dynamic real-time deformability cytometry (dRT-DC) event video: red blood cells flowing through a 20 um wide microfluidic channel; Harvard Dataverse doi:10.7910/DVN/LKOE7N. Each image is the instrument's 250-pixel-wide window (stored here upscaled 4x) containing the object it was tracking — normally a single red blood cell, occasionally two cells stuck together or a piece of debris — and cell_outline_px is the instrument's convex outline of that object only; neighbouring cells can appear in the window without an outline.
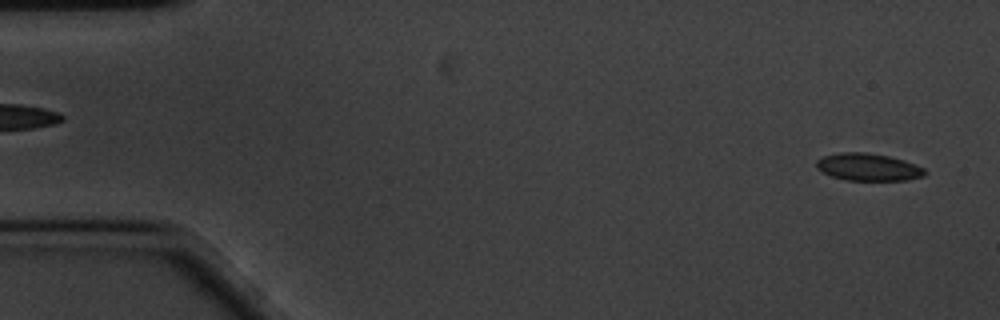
{"species": "common noctule bat (a hibernating species)", "species_latin": "Nyctalus noctula", "temperature_condition": "cold", "stored_images_in_passage": 58, "camera_frame_rate_fps": 3000, "um_per_image_px": 0.085, "animal": {"sex": "male", "body_mass_g": 20.1, "forearm_length_mm": 53.5}, "frame": {"image": 1, "passage_image": 2, "time_ms": 0.333, "image_size_px": [1000, 320], "cell_outline_px": [[928, 172], [924, 176], [908, 180], [848, 180], [832, 176], [816, 168], [816, 160], [824, 156], [840, 152], [864, 152], [888, 156], [904, 160], [924, 168]], "centroid_in_image_um": [73.82, 14.2], "position_along_channel_um": 11.2, "area_um2": 17.22}}
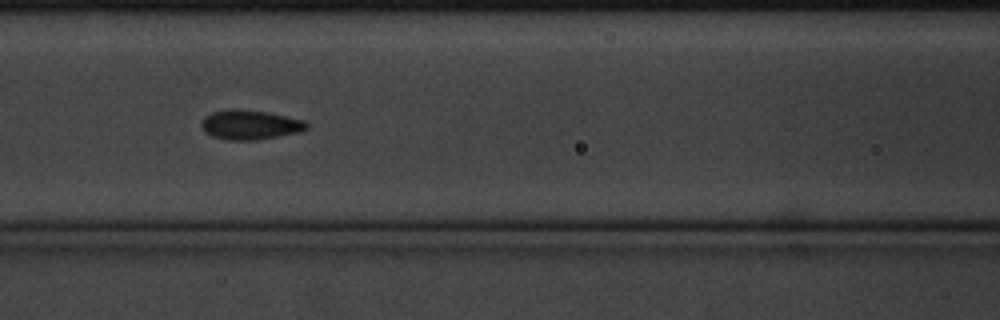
{"frame": {"image": 2, "passage_image": 24, "time_ms": 7.667, "image_size_px": [1000, 320], "cell_outline_px": [[308, 128], [300, 132], [256, 140], [228, 140], [212, 136], [204, 132], [200, 124], [200, 120], [204, 116], [212, 112], [228, 108], [236, 108], [264, 112], [304, 120], [308, 124]], "centroid_in_image_um": [21.19, 10.6], "position_along_channel_um": 145.4, "area_um2": 18.21}}
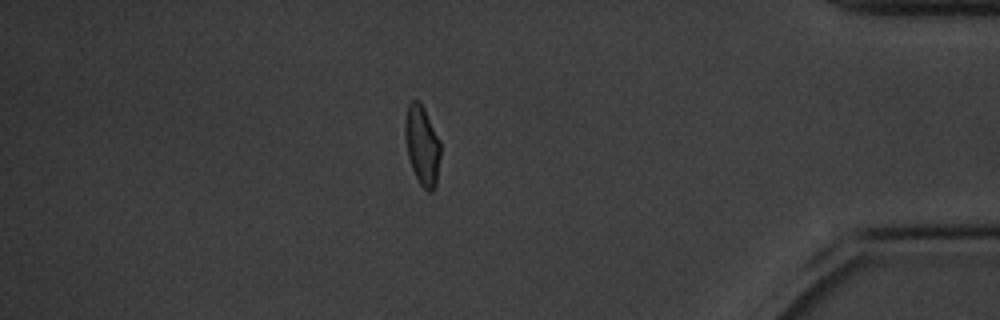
{"frame": {"image": 3, "passage_image": 50, "time_ms": 16.333, "image_size_px": [1000, 320], "cell_outline_px": [[440, 156], [436, 184], [432, 192], [428, 192], [420, 184], [412, 168], [408, 156], [404, 136], [404, 120], [408, 104], [412, 100], [420, 100], [440, 140]], "centroid_in_image_um": [35.87, 12.32], "position_along_channel_um": 399.3, "area_um2": 16.53}, "authors_computed_cell_mechanics": {"area_um2": 17.2244, "velocity_mm_per_s": 3.3675, "shape_relaxation_time_tau1_ms": 2.3793, "shape_relaxation_time_tau2_ms": 1.6001, "deformation_change_tau1": 0.1072, "deformation_change_tau2": 0.0668}}